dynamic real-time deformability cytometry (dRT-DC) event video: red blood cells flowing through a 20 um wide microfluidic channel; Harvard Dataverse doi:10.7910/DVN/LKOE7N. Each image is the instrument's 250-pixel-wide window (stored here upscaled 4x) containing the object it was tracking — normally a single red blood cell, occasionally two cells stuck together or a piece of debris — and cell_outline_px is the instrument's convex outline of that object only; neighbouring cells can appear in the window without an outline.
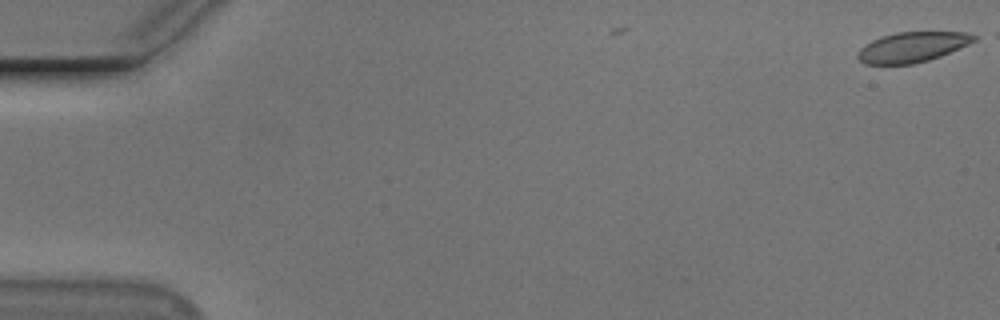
{"species": "Egyptian fruit bat (a non-hibernating species)", "species_latin": "Rousettus aegyptiacus", "temperature_condition": "cold", "stored_images_in_passage": 2, "camera_frame_rate_fps": 3000, "um_per_image_px": 0.085, "animal": {"sex": "male"}, "frame": {"image": 1, "passage_image": 2, "time_ms": 0.333, "image_size_px": [1000, 320], "cell_outline_px": [[976, 40], [968, 44], [940, 56], [928, 60], [912, 64], [864, 64], [856, 56], [860, 48], [872, 40], [880, 36], [896, 32], [964, 32], [976, 36]], "centroid_in_image_um": [77.5, 4.0], "position_along_channel_um": 7.5, "area_um2": 20.29}}